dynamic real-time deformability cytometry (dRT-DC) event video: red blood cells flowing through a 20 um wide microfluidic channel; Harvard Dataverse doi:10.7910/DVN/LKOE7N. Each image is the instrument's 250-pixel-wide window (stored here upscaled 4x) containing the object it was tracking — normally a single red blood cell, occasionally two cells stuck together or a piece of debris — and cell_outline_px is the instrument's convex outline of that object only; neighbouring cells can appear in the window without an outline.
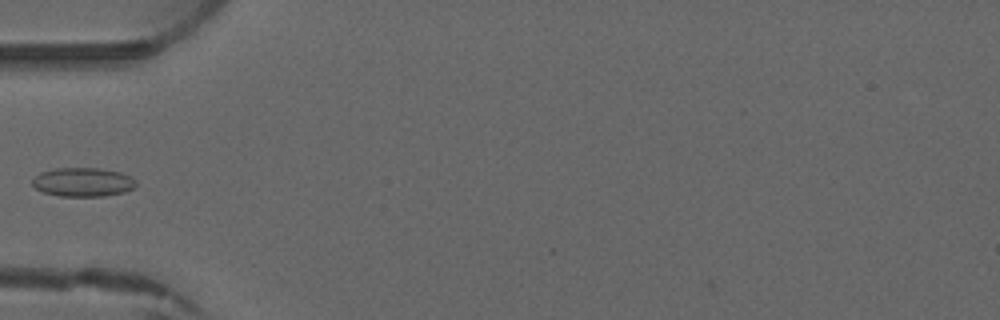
{"species": "common noctule bat (a hibernating species)", "species_latin": "Nyctalus noctula", "temperature_condition": "warm", "stored_images_in_passage": 3, "camera_frame_rate_fps": 3000, "um_per_image_px": 0.085, "animal": {"sex": "male", "forearm_length_mm": 52.5}, "frame": {"image": 1, "passage_image": 3, "time_ms": 3.0, "image_size_px": [1000, 320], "cell_outline_px": [[136, 184], [132, 188], [124, 192], [104, 196], [60, 196], [44, 192], [36, 188], [32, 184], [32, 180], [40, 172], [56, 168], [100, 168], [120, 172], [132, 176], [136, 180]], "centroid_in_image_um": [7.07, 15.47], "position_along_channel_um": 77.9, "area_um2": 17.46}}